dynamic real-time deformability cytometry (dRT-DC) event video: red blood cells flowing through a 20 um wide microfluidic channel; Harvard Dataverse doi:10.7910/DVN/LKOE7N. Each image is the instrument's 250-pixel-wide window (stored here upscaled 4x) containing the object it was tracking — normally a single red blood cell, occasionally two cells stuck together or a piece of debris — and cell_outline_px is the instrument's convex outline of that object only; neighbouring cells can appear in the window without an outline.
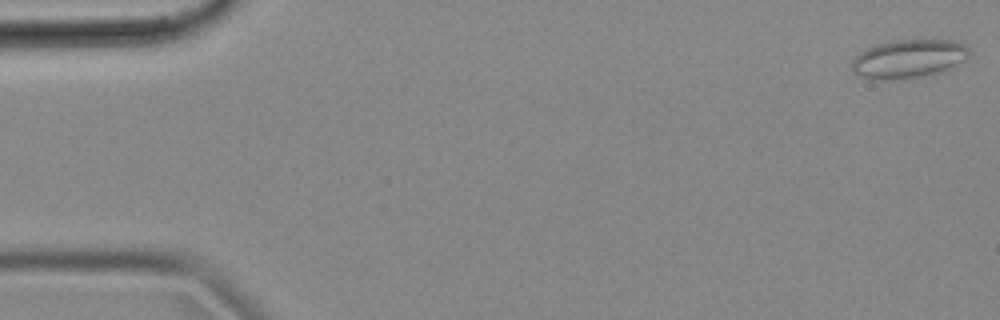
{"species": "common noctule bat (a hibernating species)", "species_latin": "Nyctalus noctula", "temperature_condition": "cold", "stored_images_in_passage": 54, "camera_frame_rate_fps": 3000, "um_per_image_px": 0.085, "animal": {"sex": "female", "body_mass_g": 18.4}, "frame": {"image": 1, "passage_image": 1, "time_ms": 0.0, "image_size_px": [1000, 320], "cell_outline_px": [[968, 56], [964, 60], [932, 76], [900, 80], [872, 80], [860, 76], [852, 72], [852, 60], [860, 52], [868, 48], [892, 40], [956, 40], [964, 44], [968, 48]], "centroid_in_image_um": [77.21, 5.03], "position_along_channel_um": 7.8, "area_um2": 26.65}}
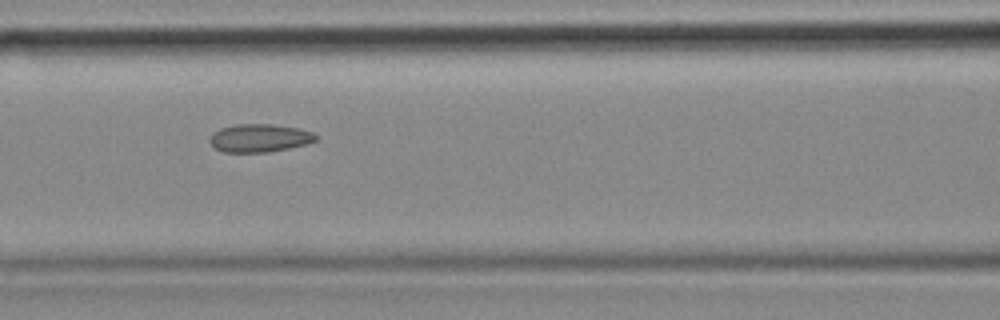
{"frame": {"image": 2, "passage_image": 23, "time_ms": 7.333, "image_size_px": [1000, 320], "cell_outline_px": [[320, 136], [316, 140], [304, 144], [288, 148], [268, 152], [224, 152], [216, 148], [208, 140], [212, 132], [220, 128], [236, 124], [272, 124], [296, 128], [312, 132]], "centroid_in_image_um": [22.03, 11.72], "position_along_channel_um": 144.6, "area_um2": 17.28}}
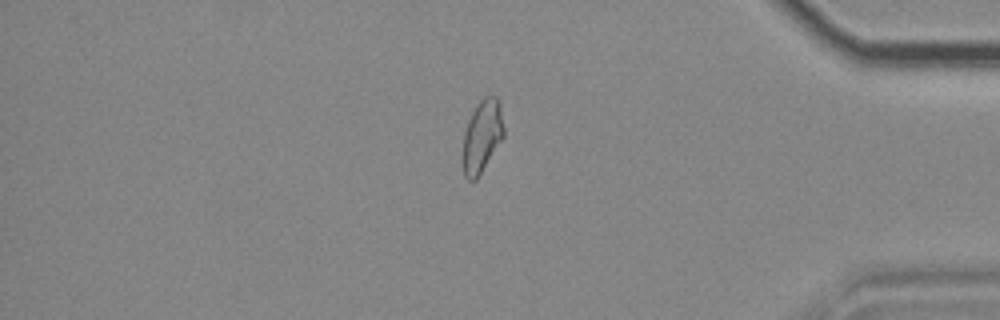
{"frame": {"image": 3, "passage_image": 46, "time_ms": 15.0, "image_size_px": [1000, 320], "cell_outline_px": [[504, 136], [476, 180], [468, 180], [464, 176], [460, 164], [460, 160], [464, 132], [468, 120], [472, 112], [480, 100], [484, 96], [496, 96], [500, 104], [504, 128]], "centroid_in_image_um": [40.93, 11.62], "position_along_channel_um": 394.3, "area_um2": 17.69}, "authors_computed_cell_mechanics": {"area_um2": 17.7157, "velocity_mm_per_s": 3.6495, "shape_relaxation_time_tau1_ms": null, "shape_relaxation_time_tau2_ms": 2.4681, "deformation_change_tau1": null, "deformation_change_tau2": 0.0947}}